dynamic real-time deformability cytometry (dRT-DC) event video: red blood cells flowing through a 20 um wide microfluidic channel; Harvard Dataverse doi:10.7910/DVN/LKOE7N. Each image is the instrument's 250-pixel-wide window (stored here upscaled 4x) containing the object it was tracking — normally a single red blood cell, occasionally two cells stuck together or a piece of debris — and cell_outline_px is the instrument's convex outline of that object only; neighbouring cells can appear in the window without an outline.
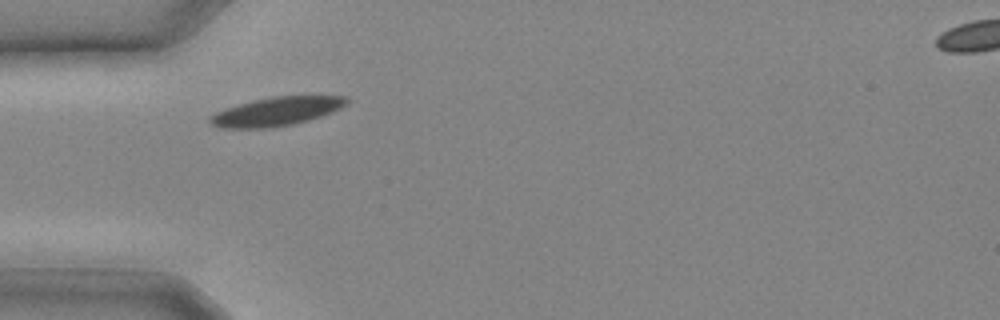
{"species": "common noctule bat (a hibernating species)", "species_latin": "Nyctalus noctula", "temperature_condition": "cold", "stored_images_in_passage": 16, "camera_frame_rate_fps": 3000, "um_per_image_px": 0.085, "animal": {"sex": "male", "body_mass_g": 20.4}, "frame": {"image": 1, "passage_image": 1, "time_ms": 0.0, "image_size_px": [1000, 320], "cell_outline_px": [[348, 100], [340, 108], [332, 112], [308, 120], [292, 124], [272, 128], [220, 128], [208, 124], [208, 116], [216, 112], [240, 104], [272, 96], [348, 96]], "centroid_in_image_um": [23.45, 9.49], "position_along_channel_um": 61.6, "area_um2": 22.66}}
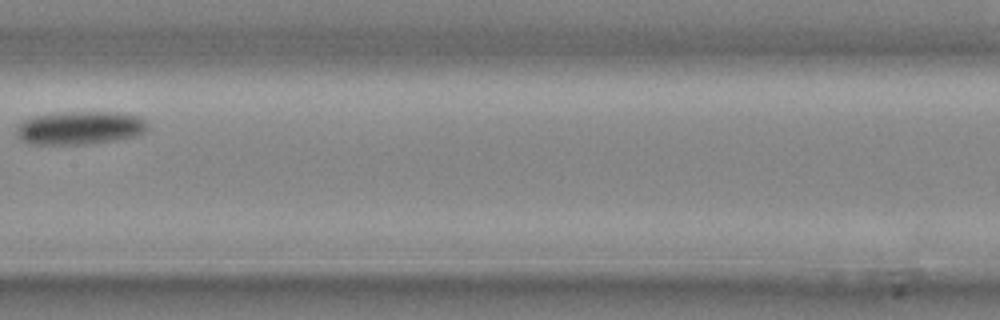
{"frame": {"image": 2, "passage_image": 7, "time_ms": 2.0, "image_size_px": [1000, 320], "cell_outline_px": [[148, 132], [136, 136], [116, 140], [84, 144], [32, 144], [20, 140], [16, 136], [16, 128], [24, 120], [32, 116], [56, 112], [116, 112], [140, 116], [148, 124]], "centroid_in_image_um": [6.8, 10.86], "position_along_channel_um": 200.6, "area_um2": 25.78}}
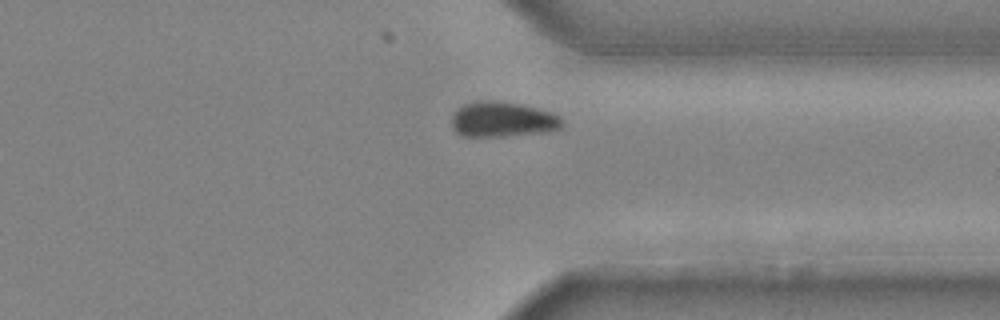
{"frame": {"image": 3, "passage_image": 14, "time_ms": 4.333, "image_size_px": [1000, 320], "cell_outline_px": [[564, 124], [560, 128], [544, 132], [504, 136], [460, 136], [452, 128], [452, 116], [464, 104], [476, 100], [488, 100], [520, 104], [552, 112], [560, 116], [564, 120]], "centroid_in_image_um": [42.73, 10.15], "position_along_channel_um": 368.7, "area_um2": 22.66}}